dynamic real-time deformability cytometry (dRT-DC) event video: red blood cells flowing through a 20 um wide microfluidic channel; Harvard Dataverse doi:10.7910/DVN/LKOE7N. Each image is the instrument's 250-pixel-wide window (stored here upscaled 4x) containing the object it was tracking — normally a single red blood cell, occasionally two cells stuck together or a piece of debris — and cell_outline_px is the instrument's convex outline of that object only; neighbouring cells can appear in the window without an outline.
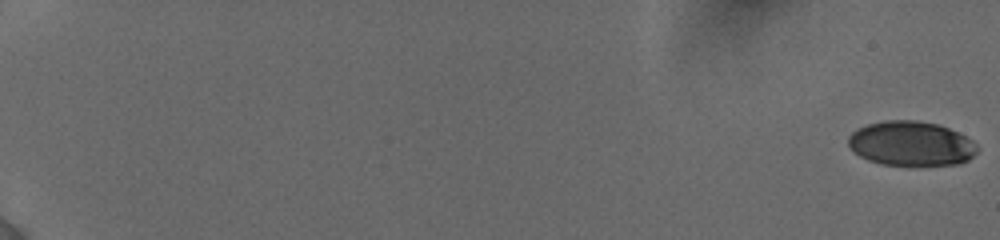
{"species": "human", "species_latin": "Homo sapiens", "temperature_condition": "cold", "stored_images_in_passage": 18, "camera_frame_rate_fps": 3000, "um_per_image_px": 0.085, "donor": {"sex": "female"}, "frame": {"image": 1, "passage_image": 1, "time_ms": 0.0, "image_size_px": [1000, 240], "cell_outline_px": [[980, 148], [968, 160], [956, 164], [884, 164], [868, 160], [860, 156], [848, 148], [848, 136], [856, 128], [868, 124], [884, 120], [916, 120], [940, 124], [972, 140]], "centroid_in_image_um": [77.41, 12.18], "position_along_channel_um": 7.6, "area_um2": 33.35}}